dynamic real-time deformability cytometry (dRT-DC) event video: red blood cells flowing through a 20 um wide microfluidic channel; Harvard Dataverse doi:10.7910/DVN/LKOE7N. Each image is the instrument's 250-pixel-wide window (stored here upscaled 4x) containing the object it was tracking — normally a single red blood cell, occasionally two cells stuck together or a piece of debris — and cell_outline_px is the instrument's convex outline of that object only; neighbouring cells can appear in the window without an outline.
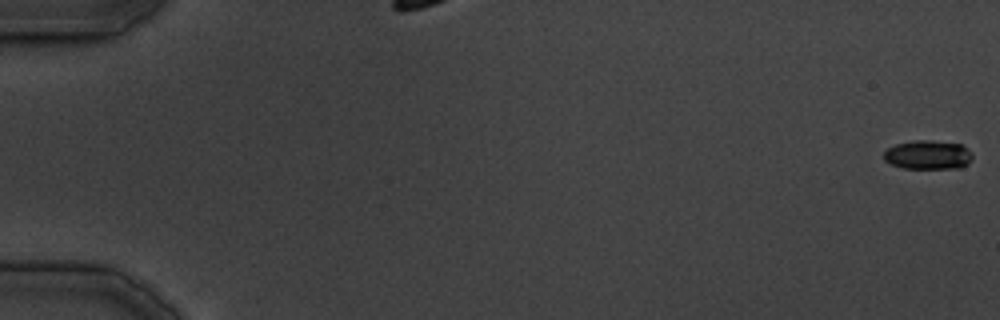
{"species": "common noctule bat (a hibernating species)", "species_latin": "Nyctalus noctula", "temperature_condition": "cold", "stored_images_in_passage": 39, "camera_frame_rate_fps": 3000, "um_per_image_px": 0.085, "animal": {"sex": "male", "body_mass_g": 19.5, "forearm_length_mm": 54.6}, "frame": {"image": 1, "passage_image": 1, "time_ms": 0.0, "image_size_px": [1000, 320], "cell_outline_px": [[972, 156], [968, 164], [960, 168], [904, 168], [892, 164], [884, 160], [884, 152], [888, 148], [896, 144], [912, 140], [932, 140], [960, 144], [972, 152]], "centroid_in_image_um": [78.88, 13.15], "position_along_channel_um": 6.1, "area_um2": 14.97}}